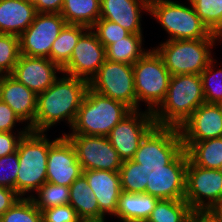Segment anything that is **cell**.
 <instances>
[{
	"label": "cell",
	"mask_w": 222,
	"mask_h": 222,
	"mask_svg": "<svg viewBox=\"0 0 222 222\" xmlns=\"http://www.w3.org/2000/svg\"><path fill=\"white\" fill-rule=\"evenodd\" d=\"M44 92L37 95V110L32 132H45L60 121L72 127L88 89V81L62 73Z\"/></svg>",
	"instance_id": "1"
},
{
	"label": "cell",
	"mask_w": 222,
	"mask_h": 222,
	"mask_svg": "<svg viewBox=\"0 0 222 222\" xmlns=\"http://www.w3.org/2000/svg\"><path fill=\"white\" fill-rule=\"evenodd\" d=\"M205 103L200 75H172L164 100L152 112L156 126H180Z\"/></svg>",
	"instance_id": "2"
},
{
	"label": "cell",
	"mask_w": 222,
	"mask_h": 222,
	"mask_svg": "<svg viewBox=\"0 0 222 222\" xmlns=\"http://www.w3.org/2000/svg\"><path fill=\"white\" fill-rule=\"evenodd\" d=\"M132 110L124 103L99 94L88 87L77 112L71 132L62 135L107 137L112 128Z\"/></svg>",
	"instance_id": "3"
},
{
	"label": "cell",
	"mask_w": 222,
	"mask_h": 222,
	"mask_svg": "<svg viewBox=\"0 0 222 222\" xmlns=\"http://www.w3.org/2000/svg\"><path fill=\"white\" fill-rule=\"evenodd\" d=\"M57 138L50 141L45 132L29 131L20 140L17 148L19 171L16 192L21 198H31L46 182L48 151Z\"/></svg>",
	"instance_id": "4"
},
{
	"label": "cell",
	"mask_w": 222,
	"mask_h": 222,
	"mask_svg": "<svg viewBox=\"0 0 222 222\" xmlns=\"http://www.w3.org/2000/svg\"><path fill=\"white\" fill-rule=\"evenodd\" d=\"M187 1L188 6L178 1L158 0L149 4L148 14L165 29L169 41L217 39V35L209 31L196 14L190 1Z\"/></svg>",
	"instance_id": "5"
},
{
	"label": "cell",
	"mask_w": 222,
	"mask_h": 222,
	"mask_svg": "<svg viewBox=\"0 0 222 222\" xmlns=\"http://www.w3.org/2000/svg\"><path fill=\"white\" fill-rule=\"evenodd\" d=\"M217 39L166 40L153 47L163 59L170 75H200L214 59L212 49Z\"/></svg>",
	"instance_id": "6"
},
{
	"label": "cell",
	"mask_w": 222,
	"mask_h": 222,
	"mask_svg": "<svg viewBox=\"0 0 222 222\" xmlns=\"http://www.w3.org/2000/svg\"><path fill=\"white\" fill-rule=\"evenodd\" d=\"M133 70L137 110L144 102L147 110L153 112L166 96L171 75L154 48L133 64Z\"/></svg>",
	"instance_id": "7"
},
{
	"label": "cell",
	"mask_w": 222,
	"mask_h": 222,
	"mask_svg": "<svg viewBox=\"0 0 222 222\" xmlns=\"http://www.w3.org/2000/svg\"><path fill=\"white\" fill-rule=\"evenodd\" d=\"M188 155L183 149L168 165H142L145 193L167 200H181L186 193Z\"/></svg>",
	"instance_id": "8"
},
{
	"label": "cell",
	"mask_w": 222,
	"mask_h": 222,
	"mask_svg": "<svg viewBox=\"0 0 222 222\" xmlns=\"http://www.w3.org/2000/svg\"><path fill=\"white\" fill-rule=\"evenodd\" d=\"M93 91L137 110L133 65L106 60L88 82Z\"/></svg>",
	"instance_id": "9"
},
{
	"label": "cell",
	"mask_w": 222,
	"mask_h": 222,
	"mask_svg": "<svg viewBox=\"0 0 222 222\" xmlns=\"http://www.w3.org/2000/svg\"><path fill=\"white\" fill-rule=\"evenodd\" d=\"M184 200L192 210H212L222 202V169H207L188 159Z\"/></svg>",
	"instance_id": "10"
},
{
	"label": "cell",
	"mask_w": 222,
	"mask_h": 222,
	"mask_svg": "<svg viewBox=\"0 0 222 222\" xmlns=\"http://www.w3.org/2000/svg\"><path fill=\"white\" fill-rule=\"evenodd\" d=\"M183 149L179 128L155 125L141 140L132 160L142 165H168Z\"/></svg>",
	"instance_id": "11"
},
{
	"label": "cell",
	"mask_w": 222,
	"mask_h": 222,
	"mask_svg": "<svg viewBox=\"0 0 222 222\" xmlns=\"http://www.w3.org/2000/svg\"><path fill=\"white\" fill-rule=\"evenodd\" d=\"M66 24L60 13H37L19 36L20 54L50 59L52 44Z\"/></svg>",
	"instance_id": "12"
},
{
	"label": "cell",
	"mask_w": 222,
	"mask_h": 222,
	"mask_svg": "<svg viewBox=\"0 0 222 222\" xmlns=\"http://www.w3.org/2000/svg\"><path fill=\"white\" fill-rule=\"evenodd\" d=\"M155 126L151 111L132 110L107 136L122 161L133 159L141 140Z\"/></svg>",
	"instance_id": "13"
},
{
	"label": "cell",
	"mask_w": 222,
	"mask_h": 222,
	"mask_svg": "<svg viewBox=\"0 0 222 222\" xmlns=\"http://www.w3.org/2000/svg\"><path fill=\"white\" fill-rule=\"evenodd\" d=\"M73 144L82 170L119 171L122 160L108 137L65 135Z\"/></svg>",
	"instance_id": "14"
},
{
	"label": "cell",
	"mask_w": 222,
	"mask_h": 222,
	"mask_svg": "<svg viewBox=\"0 0 222 222\" xmlns=\"http://www.w3.org/2000/svg\"><path fill=\"white\" fill-rule=\"evenodd\" d=\"M105 61L106 48L95 32L88 28L80 36L69 62L62 68V73L89 82Z\"/></svg>",
	"instance_id": "15"
},
{
	"label": "cell",
	"mask_w": 222,
	"mask_h": 222,
	"mask_svg": "<svg viewBox=\"0 0 222 222\" xmlns=\"http://www.w3.org/2000/svg\"><path fill=\"white\" fill-rule=\"evenodd\" d=\"M82 174L73 144L65 135L59 136L49 147L46 182L70 187Z\"/></svg>",
	"instance_id": "16"
},
{
	"label": "cell",
	"mask_w": 222,
	"mask_h": 222,
	"mask_svg": "<svg viewBox=\"0 0 222 222\" xmlns=\"http://www.w3.org/2000/svg\"><path fill=\"white\" fill-rule=\"evenodd\" d=\"M182 142H198L222 137V108L219 104L198 106L179 128Z\"/></svg>",
	"instance_id": "17"
},
{
	"label": "cell",
	"mask_w": 222,
	"mask_h": 222,
	"mask_svg": "<svg viewBox=\"0 0 222 222\" xmlns=\"http://www.w3.org/2000/svg\"><path fill=\"white\" fill-rule=\"evenodd\" d=\"M57 73L62 69L48 58L20 55L11 75L39 95L54 83Z\"/></svg>",
	"instance_id": "18"
},
{
	"label": "cell",
	"mask_w": 222,
	"mask_h": 222,
	"mask_svg": "<svg viewBox=\"0 0 222 222\" xmlns=\"http://www.w3.org/2000/svg\"><path fill=\"white\" fill-rule=\"evenodd\" d=\"M0 100L30 128L37 110V94L28 89L11 74L0 76Z\"/></svg>",
	"instance_id": "19"
},
{
	"label": "cell",
	"mask_w": 222,
	"mask_h": 222,
	"mask_svg": "<svg viewBox=\"0 0 222 222\" xmlns=\"http://www.w3.org/2000/svg\"><path fill=\"white\" fill-rule=\"evenodd\" d=\"M82 175L96 196L100 212L105 217L114 216L122 191L119 171L83 170Z\"/></svg>",
	"instance_id": "20"
},
{
	"label": "cell",
	"mask_w": 222,
	"mask_h": 222,
	"mask_svg": "<svg viewBox=\"0 0 222 222\" xmlns=\"http://www.w3.org/2000/svg\"><path fill=\"white\" fill-rule=\"evenodd\" d=\"M149 13L143 0H101L100 18L119 24L132 34H142V13ZM142 12V13H141Z\"/></svg>",
	"instance_id": "21"
},
{
	"label": "cell",
	"mask_w": 222,
	"mask_h": 222,
	"mask_svg": "<svg viewBox=\"0 0 222 222\" xmlns=\"http://www.w3.org/2000/svg\"><path fill=\"white\" fill-rule=\"evenodd\" d=\"M36 14L35 6L27 0H0V34L20 36Z\"/></svg>",
	"instance_id": "22"
},
{
	"label": "cell",
	"mask_w": 222,
	"mask_h": 222,
	"mask_svg": "<svg viewBox=\"0 0 222 222\" xmlns=\"http://www.w3.org/2000/svg\"><path fill=\"white\" fill-rule=\"evenodd\" d=\"M69 204L77 212L82 222H107L105 216L100 212L94 192L83 175L70 185Z\"/></svg>",
	"instance_id": "23"
},
{
	"label": "cell",
	"mask_w": 222,
	"mask_h": 222,
	"mask_svg": "<svg viewBox=\"0 0 222 222\" xmlns=\"http://www.w3.org/2000/svg\"><path fill=\"white\" fill-rule=\"evenodd\" d=\"M158 200L147 193L121 191L114 216L120 222H146Z\"/></svg>",
	"instance_id": "24"
},
{
	"label": "cell",
	"mask_w": 222,
	"mask_h": 222,
	"mask_svg": "<svg viewBox=\"0 0 222 222\" xmlns=\"http://www.w3.org/2000/svg\"><path fill=\"white\" fill-rule=\"evenodd\" d=\"M188 159L196 166L222 169V137L198 142H183Z\"/></svg>",
	"instance_id": "25"
},
{
	"label": "cell",
	"mask_w": 222,
	"mask_h": 222,
	"mask_svg": "<svg viewBox=\"0 0 222 222\" xmlns=\"http://www.w3.org/2000/svg\"><path fill=\"white\" fill-rule=\"evenodd\" d=\"M101 0H64L60 12L67 24L92 28L100 18Z\"/></svg>",
	"instance_id": "26"
},
{
	"label": "cell",
	"mask_w": 222,
	"mask_h": 222,
	"mask_svg": "<svg viewBox=\"0 0 222 222\" xmlns=\"http://www.w3.org/2000/svg\"><path fill=\"white\" fill-rule=\"evenodd\" d=\"M143 41V34L130 33L106 47V60L133 65L148 51L142 47Z\"/></svg>",
	"instance_id": "27"
},
{
	"label": "cell",
	"mask_w": 222,
	"mask_h": 222,
	"mask_svg": "<svg viewBox=\"0 0 222 222\" xmlns=\"http://www.w3.org/2000/svg\"><path fill=\"white\" fill-rule=\"evenodd\" d=\"M87 29L82 25L66 24L52 44L50 60L62 69L69 62L80 36Z\"/></svg>",
	"instance_id": "28"
},
{
	"label": "cell",
	"mask_w": 222,
	"mask_h": 222,
	"mask_svg": "<svg viewBox=\"0 0 222 222\" xmlns=\"http://www.w3.org/2000/svg\"><path fill=\"white\" fill-rule=\"evenodd\" d=\"M191 212L184 199H160L146 222H187Z\"/></svg>",
	"instance_id": "29"
},
{
	"label": "cell",
	"mask_w": 222,
	"mask_h": 222,
	"mask_svg": "<svg viewBox=\"0 0 222 222\" xmlns=\"http://www.w3.org/2000/svg\"><path fill=\"white\" fill-rule=\"evenodd\" d=\"M69 192L70 187L45 182L30 199L42 211L69 204Z\"/></svg>",
	"instance_id": "30"
},
{
	"label": "cell",
	"mask_w": 222,
	"mask_h": 222,
	"mask_svg": "<svg viewBox=\"0 0 222 222\" xmlns=\"http://www.w3.org/2000/svg\"><path fill=\"white\" fill-rule=\"evenodd\" d=\"M203 24L213 34L222 30V0H189Z\"/></svg>",
	"instance_id": "31"
},
{
	"label": "cell",
	"mask_w": 222,
	"mask_h": 222,
	"mask_svg": "<svg viewBox=\"0 0 222 222\" xmlns=\"http://www.w3.org/2000/svg\"><path fill=\"white\" fill-rule=\"evenodd\" d=\"M217 60L213 59L200 74L202 79L205 103L220 104L222 102V68L216 69Z\"/></svg>",
	"instance_id": "32"
},
{
	"label": "cell",
	"mask_w": 222,
	"mask_h": 222,
	"mask_svg": "<svg viewBox=\"0 0 222 222\" xmlns=\"http://www.w3.org/2000/svg\"><path fill=\"white\" fill-rule=\"evenodd\" d=\"M121 190L129 193H145L144 175L142 164L135 161H122L119 170Z\"/></svg>",
	"instance_id": "33"
},
{
	"label": "cell",
	"mask_w": 222,
	"mask_h": 222,
	"mask_svg": "<svg viewBox=\"0 0 222 222\" xmlns=\"http://www.w3.org/2000/svg\"><path fill=\"white\" fill-rule=\"evenodd\" d=\"M0 222H42V212L30 198H20L2 216Z\"/></svg>",
	"instance_id": "34"
},
{
	"label": "cell",
	"mask_w": 222,
	"mask_h": 222,
	"mask_svg": "<svg viewBox=\"0 0 222 222\" xmlns=\"http://www.w3.org/2000/svg\"><path fill=\"white\" fill-rule=\"evenodd\" d=\"M20 55L19 36L0 34V75L12 74Z\"/></svg>",
	"instance_id": "35"
},
{
	"label": "cell",
	"mask_w": 222,
	"mask_h": 222,
	"mask_svg": "<svg viewBox=\"0 0 222 222\" xmlns=\"http://www.w3.org/2000/svg\"><path fill=\"white\" fill-rule=\"evenodd\" d=\"M91 29L95 32L98 40L105 48L130 34L128 30L124 29L119 24L102 18H99Z\"/></svg>",
	"instance_id": "36"
},
{
	"label": "cell",
	"mask_w": 222,
	"mask_h": 222,
	"mask_svg": "<svg viewBox=\"0 0 222 222\" xmlns=\"http://www.w3.org/2000/svg\"><path fill=\"white\" fill-rule=\"evenodd\" d=\"M19 171L18 152L0 157V186L16 191V178Z\"/></svg>",
	"instance_id": "37"
},
{
	"label": "cell",
	"mask_w": 222,
	"mask_h": 222,
	"mask_svg": "<svg viewBox=\"0 0 222 222\" xmlns=\"http://www.w3.org/2000/svg\"><path fill=\"white\" fill-rule=\"evenodd\" d=\"M42 222H82L70 204L44 209Z\"/></svg>",
	"instance_id": "38"
},
{
	"label": "cell",
	"mask_w": 222,
	"mask_h": 222,
	"mask_svg": "<svg viewBox=\"0 0 222 222\" xmlns=\"http://www.w3.org/2000/svg\"><path fill=\"white\" fill-rule=\"evenodd\" d=\"M30 129L24 126L22 130L15 132H0V157L13 154L17 151L18 144Z\"/></svg>",
	"instance_id": "39"
},
{
	"label": "cell",
	"mask_w": 222,
	"mask_h": 222,
	"mask_svg": "<svg viewBox=\"0 0 222 222\" xmlns=\"http://www.w3.org/2000/svg\"><path fill=\"white\" fill-rule=\"evenodd\" d=\"M17 123L24 124L11 107L0 100V132H14Z\"/></svg>",
	"instance_id": "40"
},
{
	"label": "cell",
	"mask_w": 222,
	"mask_h": 222,
	"mask_svg": "<svg viewBox=\"0 0 222 222\" xmlns=\"http://www.w3.org/2000/svg\"><path fill=\"white\" fill-rule=\"evenodd\" d=\"M20 198L15 190L0 186V216L11 208Z\"/></svg>",
	"instance_id": "41"
},
{
	"label": "cell",
	"mask_w": 222,
	"mask_h": 222,
	"mask_svg": "<svg viewBox=\"0 0 222 222\" xmlns=\"http://www.w3.org/2000/svg\"><path fill=\"white\" fill-rule=\"evenodd\" d=\"M64 0H38L34 6L37 13H60Z\"/></svg>",
	"instance_id": "42"
},
{
	"label": "cell",
	"mask_w": 222,
	"mask_h": 222,
	"mask_svg": "<svg viewBox=\"0 0 222 222\" xmlns=\"http://www.w3.org/2000/svg\"><path fill=\"white\" fill-rule=\"evenodd\" d=\"M187 222H222L212 210H192Z\"/></svg>",
	"instance_id": "43"
},
{
	"label": "cell",
	"mask_w": 222,
	"mask_h": 222,
	"mask_svg": "<svg viewBox=\"0 0 222 222\" xmlns=\"http://www.w3.org/2000/svg\"><path fill=\"white\" fill-rule=\"evenodd\" d=\"M212 211L215 213V215L222 221V202L217 204Z\"/></svg>",
	"instance_id": "44"
},
{
	"label": "cell",
	"mask_w": 222,
	"mask_h": 222,
	"mask_svg": "<svg viewBox=\"0 0 222 222\" xmlns=\"http://www.w3.org/2000/svg\"><path fill=\"white\" fill-rule=\"evenodd\" d=\"M217 41L220 43L222 41V30L217 34Z\"/></svg>",
	"instance_id": "45"
},
{
	"label": "cell",
	"mask_w": 222,
	"mask_h": 222,
	"mask_svg": "<svg viewBox=\"0 0 222 222\" xmlns=\"http://www.w3.org/2000/svg\"><path fill=\"white\" fill-rule=\"evenodd\" d=\"M143 1L147 2L148 4H151V3L156 2L158 0H143Z\"/></svg>",
	"instance_id": "46"
},
{
	"label": "cell",
	"mask_w": 222,
	"mask_h": 222,
	"mask_svg": "<svg viewBox=\"0 0 222 222\" xmlns=\"http://www.w3.org/2000/svg\"><path fill=\"white\" fill-rule=\"evenodd\" d=\"M29 2H32V4L34 5L38 0H27Z\"/></svg>",
	"instance_id": "47"
}]
</instances>
